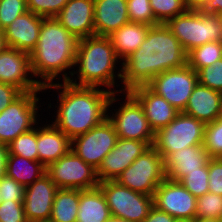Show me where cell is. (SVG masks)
I'll return each instance as SVG.
<instances>
[{"mask_svg": "<svg viewBox=\"0 0 222 222\" xmlns=\"http://www.w3.org/2000/svg\"><path fill=\"white\" fill-rule=\"evenodd\" d=\"M197 84V72L186 64L184 67L158 74L147 86L178 111L183 112Z\"/></svg>", "mask_w": 222, "mask_h": 222, "instance_id": "12", "label": "cell"}, {"mask_svg": "<svg viewBox=\"0 0 222 222\" xmlns=\"http://www.w3.org/2000/svg\"><path fill=\"white\" fill-rule=\"evenodd\" d=\"M43 91L22 92L12 103L0 112V142L9 144L19 135L33 129L40 121L37 115ZM38 120V121H37Z\"/></svg>", "mask_w": 222, "mask_h": 222, "instance_id": "7", "label": "cell"}, {"mask_svg": "<svg viewBox=\"0 0 222 222\" xmlns=\"http://www.w3.org/2000/svg\"><path fill=\"white\" fill-rule=\"evenodd\" d=\"M118 139L115 127L106 118L103 122L71 140V150L85 163L98 170L104 157L112 151Z\"/></svg>", "mask_w": 222, "mask_h": 222, "instance_id": "13", "label": "cell"}, {"mask_svg": "<svg viewBox=\"0 0 222 222\" xmlns=\"http://www.w3.org/2000/svg\"><path fill=\"white\" fill-rule=\"evenodd\" d=\"M8 154L20 155L32 161H39L37 151V125L19 135L7 145Z\"/></svg>", "mask_w": 222, "mask_h": 222, "instance_id": "30", "label": "cell"}, {"mask_svg": "<svg viewBox=\"0 0 222 222\" xmlns=\"http://www.w3.org/2000/svg\"><path fill=\"white\" fill-rule=\"evenodd\" d=\"M153 199L158 210L168 213L175 219L196 218L197 198L180 182L165 178L156 188Z\"/></svg>", "mask_w": 222, "mask_h": 222, "instance_id": "15", "label": "cell"}, {"mask_svg": "<svg viewBox=\"0 0 222 222\" xmlns=\"http://www.w3.org/2000/svg\"><path fill=\"white\" fill-rule=\"evenodd\" d=\"M150 27V25L129 22L108 36L120 61L140 47Z\"/></svg>", "mask_w": 222, "mask_h": 222, "instance_id": "25", "label": "cell"}, {"mask_svg": "<svg viewBox=\"0 0 222 222\" xmlns=\"http://www.w3.org/2000/svg\"><path fill=\"white\" fill-rule=\"evenodd\" d=\"M77 42L55 17H43L38 42L29 54L32 74L42 87L59 78L68 81L74 69ZM68 69L72 71L66 72Z\"/></svg>", "mask_w": 222, "mask_h": 222, "instance_id": "3", "label": "cell"}, {"mask_svg": "<svg viewBox=\"0 0 222 222\" xmlns=\"http://www.w3.org/2000/svg\"><path fill=\"white\" fill-rule=\"evenodd\" d=\"M46 174L59 189L89 190L98 187L97 170L72 150L46 167Z\"/></svg>", "mask_w": 222, "mask_h": 222, "instance_id": "11", "label": "cell"}, {"mask_svg": "<svg viewBox=\"0 0 222 222\" xmlns=\"http://www.w3.org/2000/svg\"><path fill=\"white\" fill-rule=\"evenodd\" d=\"M7 156V144L0 142V179L5 176Z\"/></svg>", "mask_w": 222, "mask_h": 222, "instance_id": "45", "label": "cell"}, {"mask_svg": "<svg viewBox=\"0 0 222 222\" xmlns=\"http://www.w3.org/2000/svg\"><path fill=\"white\" fill-rule=\"evenodd\" d=\"M200 10L206 14L220 15L222 13V0H207Z\"/></svg>", "mask_w": 222, "mask_h": 222, "instance_id": "44", "label": "cell"}, {"mask_svg": "<svg viewBox=\"0 0 222 222\" xmlns=\"http://www.w3.org/2000/svg\"><path fill=\"white\" fill-rule=\"evenodd\" d=\"M34 222H51L50 220L34 221Z\"/></svg>", "mask_w": 222, "mask_h": 222, "instance_id": "51", "label": "cell"}, {"mask_svg": "<svg viewBox=\"0 0 222 222\" xmlns=\"http://www.w3.org/2000/svg\"><path fill=\"white\" fill-rule=\"evenodd\" d=\"M106 222H129V221L111 216Z\"/></svg>", "mask_w": 222, "mask_h": 222, "instance_id": "49", "label": "cell"}, {"mask_svg": "<svg viewBox=\"0 0 222 222\" xmlns=\"http://www.w3.org/2000/svg\"><path fill=\"white\" fill-rule=\"evenodd\" d=\"M175 218L166 212L158 210L155 206L142 222H175Z\"/></svg>", "mask_w": 222, "mask_h": 222, "instance_id": "43", "label": "cell"}, {"mask_svg": "<svg viewBox=\"0 0 222 222\" xmlns=\"http://www.w3.org/2000/svg\"><path fill=\"white\" fill-rule=\"evenodd\" d=\"M129 22L127 0H94L95 36L108 37Z\"/></svg>", "mask_w": 222, "mask_h": 222, "instance_id": "22", "label": "cell"}, {"mask_svg": "<svg viewBox=\"0 0 222 222\" xmlns=\"http://www.w3.org/2000/svg\"><path fill=\"white\" fill-rule=\"evenodd\" d=\"M69 0H26L28 11L44 18L56 17Z\"/></svg>", "mask_w": 222, "mask_h": 222, "instance_id": "38", "label": "cell"}, {"mask_svg": "<svg viewBox=\"0 0 222 222\" xmlns=\"http://www.w3.org/2000/svg\"><path fill=\"white\" fill-rule=\"evenodd\" d=\"M71 150V139L52 122L37 124V151L39 162L45 167L57 161Z\"/></svg>", "mask_w": 222, "mask_h": 222, "instance_id": "23", "label": "cell"}, {"mask_svg": "<svg viewBox=\"0 0 222 222\" xmlns=\"http://www.w3.org/2000/svg\"><path fill=\"white\" fill-rule=\"evenodd\" d=\"M195 222H221V220L212 218H195Z\"/></svg>", "mask_w": 222, "mask_h": 222, "instance_id": "48", "label": "cell"}, {"mask_svg": "<svg viewBox=\"0 0 222 222\" xmlns=\"http://www.w3.org/2000/svg\"><path fill=\"white\" fill-rule=\"evenodd\" d=\"M57 82L44 86L43 90L59 91L57 106H54L57 113L53 115L56 118L52 123L71 140L108 117V104L113 92L100 87L75 86L67 81Z\"/></svg>", "mask_w": 222, "mask_h": 222, "instance_id": "2", "label": "cell"}, {"mask_svg": "<svg viewBox=\"0 0 222 222\" xmlns=\"http://www.w3.org/2000/svg\"><path fill=\"white\" fill-rule=\"evenodd\" d=\"M128 92L142 106L149 125L155 133L168 125L180 113L147 85L134 87Z\"/></svg>", "mask_w": 222, "mask_h": 222, "instance_id": "19", "label": "cell"}, {"mask_svg": "<svg viewBox=\"0 0 222 222\" xmlns=\"http://www.w3.org/2000/svg\"><path fill=\"white\" fill-rule=\"evenodd\" d=\"M221 104L222 93L198 83L183 113L207 124L221 117Z\"/></svg>", "mask_w": 222, "mask_h": 222, "instance_id": "24", "label": "cell"}, {"mask_svg": "<svg viewBox=\"0 0 222 222\" xmlns=\"http://www.w3.org/2000/svg\"><path fill=\"white\" fill-rule=\"evenodd\" d=\"M102 190L111 215L129 222H142L154 207L153 196L139 193L117 181H102Z\"/></svg>", "mask_w": 222, "mask_h": 222, "instance_id": "10", "label": "cell"}, {"mask_svg": "<svg viewBox=\"0 0 222 222\" xmlns=\"http://www.w3.org/2000/svg\"><path fill=\"white\" fill-rule=\"evenodd\" d=\"M27 11L26 0H0V28L4 31L17 17Z\"/></svg>", "mask_w": 222, "mask_h": 222, "instance_id": "36", "label": "cell"}, {"mask_svg": "<svg viewBox=\"0 0 222 222\" xmlns=\"http://www.w3.org/2000/svg\"><path fill=\"white\" fill-rule=\"evenodd\" d=\"M184 2L189 9L200 10L207 0H184Z\"/></svg>", "mask_w": 222, "mask_h": 222, "instance_id": "46", "label": "cell"}, {"mask_svg": "<svg viewBox=\"0 0 222 222\" xmlns=\"http://www.w3.org/2000/svg\"><path fill=\"white\" fill-rule=\"evenodd\" d=\"M150 146L146 142L118 138L115 147L108 153L97 170V178L102 181H116Z\"/></svg>", "mask_w": 222, "mask_h": 222, "instance_id": "16", "label": "cell"}, {"mask_svg": "<svg viewBox=\"0 0 222 222\" xmlns=\"http://www.w3.org/2000/svg\"><path fill=\"white\" fill-rule=\"evenodd\" d=\"M155 19L165 24L169 19L186 13L189 8L184 0H149Z\"/></svg>", "mask_w": 222, "mask_h": 222, "instance_id": "31", "label": "cell"}, {"mask_svg": "<svg viewBox=\"0 0 222 222\" xmlns=\"http://www.w3.org/2000/svg\"><path fill=\"white\" fill-rule=\"evenodd\" d=\"M222 58V42H209L187 53V64L196 72Z\"/></svg>", "mask_w": 222, "mask_h": 222, "instance_id": "29", "label": "cell"}, {"mask_svg": "<svg viewBox=\"0 0 222 222\" xmlns=\"http://www.w3.org/2000/svg\"><path fill=\"white\" fill-rule=\"evenodd\" d=\"M46 174V167L39 161H32L20 155L8 154L5 175L27 187Z\"/></svg>", "mask_w": 222, "mask_h": 222, "instance_id": "27", "label": "cell"}, {"mask_svg": "<svg viewBox=\"0 0 222 222\" xmlns=\"http://www.w3.org/2000/svg\"><path fill=\"white\" fill-rule=\"evenodd\" d=\"M210 159L203 145H195L170 153L164 159L166 179L179 182L188 172L200 171Z\"/></svg>", "mask_w": 222, "mask_h": 222, "instance_id": "21", "label": "cell"}, {"mask_svg": "<svg viewBox=\"0 0 222 222\" xmlns=\"http://www.w3.org/2000/svg\"><path fill=\"white\" fill-rule=\"evenodd\" d=\"M209 192L222 196V158L208 160Z\"/></svg>", "mask_w": 222, "mask_h": 222, "instance_id": "41", "label": "cell"}, {"mask_svg": "<svg viewBox=\"0 0 222 222\" xmlns=\"http://www.w3.org/2000/svg\"><path fill=\"white\" fill-rule=\"evenodd\" d=\"M205 123L180 112L168 125L155 133L153 147L165 159L170 153L203 145Z\"/></svg>", "mask_w": 222, "mask_h": 222, "instance_id": "8", "label": "cell"}, {"mask_svg": "<svg viewBox=\"0 0 222 222\" xmlns=\"http://www.w3.org/2000/svg\"><path fill=\"white\" fill-rule=\"evenodd\" d=\"M198 83L222 93V58L197 71Z\"/></svg>", "mask_w": 222, "mask_h": 222, "instance_id": "37", "label": "cell"}, {"mask_svg": "<svg viewBox=\"0 0 222 222\" xmlns=\"http://www.w3.org/2000/svg\"><path fill=\"white\" fill-rule=\"evenodd\" d=\"M21 93L15 86L0 82V112L8 107Z\"/></svg>", "mask_w": 222, "mask_h": 222, "instance_id": "42", "label": "cell"}, {"mask_svg": "<svg viewBox=\"0 0 222 222\" xmlns=\"http://www.w3.org/2000/svg\"><path fill=\"white\" fill-rule=\"evenodd\" d=\"M119 60L109 37L94 35L78 39L74 62L77 68L67 82L75 86L105 87L110 92L121 93L120 89L114 90L115 86H120L117 82L122 76V64H117L121 63ZM116 65H120L119 69Z\"/></svg>", "mask_w": 222, "mask_h": 222, "instance_id": "4", "label": "cell"}, {"mask_svg": "<svg viewBox=\"0 0 222 222\" xmlns=\"http://www.w3.org/2000/svg\"><path fill=\"white\" fill-rule=\"evenodd\" d=\"M121 93L147 85L167 70L184 67L187 53L163 23L151 26L140 47L122 61Z\"/></svg>", "mask_w": 222, "mask_h": 222, "instance_id": "1", "label": "cell"}, {"mask_svg": "<svg viewBox=\"0 0 222 222\" xmlns=\"http://www.w3.org/2000/svg\"><path fill=\"white\" fill-rule=\"evenodd\" d=\"M0 82L21 92L44 91L32 74L29 53L9 47L0 51Z\"/></svg>", "mask_w": 222, "mask_h": 222, "instance_id": "14", "label": "cell"}, {"mask_svg": "<svg viewBox=\"0 0 222 222\" xmlns=\"http://www.w3.org/2000/svg\"><path fill=\"white\" fill-rule=\"evenodd\" d=\"M58 189L47 174L26 187L23 209L28 222L50 219Z\"/></svg>", "mask_w": 222, "mask_h": 222, "instance_id": "17", "label": "cell"}, {"mask_svg": "<svg viewBox=\"0 0 222 222\" xmlns=\"http://www.w3.org/2000/svg\"><path fill=\"white\" fill-rule=\"evenodd\" d=\"M26 187L6 175L0 179V195L2 201L23 202Z\"/></svg>", "mask_w": 222, "mask_h": 222, "instance_id": "39", "label": "cell"}, {"mask_svg": "<svg viewBox=\"0 0 222 222\" xmlns=\"http://www.w3.org/2000/svg\"><path fill=\"white\" fill-rule=\"evenodd\" d=\"M0 222H28L23 209V202L1 201Z\"/></svg>", "mask_w": 222, "mask_h": 222, "instance_id": "40", "label": "cell"}, {"mask_svg": "<svg viewBox=\"0 0 222 222\" xmlns=\"http://www.w3.org/2000/svg\"><path fill=\"white\" fill-rule=\"evenodd\" d=\"M5 47L4 31L0 28V51H2Z\"/></svg>", "mask_w": 222, "mask_h": 222, "instance_id": "47", "label": "cell"}, {"mask_svg": "<svg viewBox=\"0 0 222 222\" xmlns=\"http://www.w3.org/2000/svg\"><path fill=\"white\" fill-rule=\"evenodd\" d=\"M111 212L105 196L99 187L79 189V207L76 222H106Z\"/></svg>", "mask_w": 222, "mask_h": 222, "instance_id": "26", "label": "cell"}, {"mask_svg": "<svg viewBox=\"0 0 222 222\" xmlns=\"http://www.w3.org/2000/svg\"><path fill=\"white\" fill-rule=\"evenodd\" d=\"M218 16H219V19H220V21L222 23V13L220 15H218Z\"/></svg>", "mask_w": 222, "mask_h": 222, "instance_id": "52", "label": "cell"}, {"mask_svg": "<svg viewBox=\"0 0 222 222\" xmlns=\"http://www.w3.org/2000/svg\"><path fill=\"white\" fill-rule=\"evenodd\" d=\"M78 207L79 189H58L49 220L51 222H76Z\"/></svg>", "mask_w": 222, "mask_h": 222, "instance_id": "28", "label": "cell"}, {"mask_svg": "<svg viewBox=\"0 0 222 222\" xmlns=\"http://www.w3.org/2000/svg\"><path fill=\"white\" fill-rule=\"evenodd\" d=\"M118 94H124L122 96L125 97L123 98L125 102L119 101L118 109L117 107L113 109L115 106L112 107V105L120 100ZM111 107L114 112L110 110ZM107 118L114 125L118 138L142 141L153 146L155 132L150 127L142 106L128 91L112 94L108 104Z\"/></svg>", "mask_w": 222, "mask_h": 222, "instance_id": "6", "label": "cell"}, {"mask_svg": "<svg viewBox=\"0 0 222 222\" xmlns=\"http://www.w3.org/2000/svg\"><path fill=\"white\" fill-rule=\"evenodd\" d=\"M175 222H195V218H191V219H176Z\"/></svg>", "mask_w": 222, "mask_h": 222, "instance_id": "50", "label": "cell"}, {"mask_svg": "<svg viewBox=\"0 0 222 222\" xmlns=\"http://www.w3.org/2000/svg\"><path fill=\"white\" fill-rule=\"evenodd\" d=\"M129 21L154 26L160 24L154 17L149 0H127Z\"/></svg>", "mask_w": 222, "mask_h": 222, "instance_id": "35", "label": "cell"}, {"mask_svg": "<svg viewBox=\"0 0 222 222\" xmlns=\"http://www.w3.org/2000/svg\"><path fill=\"white\" fill-rule=\"evenodd\" d=\"M165 178L164 159L153 146H150L116 181L133 191L153 196Z\"/></svg>", "mask_w": 222, "mask_h": 222, "instance_id": "9", "label": "cell"}, {"mask_svg": "<svg viewBox=\"0 0 222 222\" xmlns=\"http://www.w3.org/2000/svg\"><path fill=\"white\" fill-rule=\"evenodd\" d=\"M55 18L77 39L95 35L94 0H69Z\"/></svg>", "mask_w": 222, "mask_h": 222, "instance_id": "18", "label": "cell"}, {"mask_svg": "<svg viewBox=\"0 0 222 222\" xmlns=\"http://www.w3.org/2000/svg\"><path fill=\"white\" fill-rule=\"evenodd\" d=\"M194 197L199 198L209 192L208 163L200 171L188 172L179 181Z\"/></svg>", "mask_w": 222, "mask_h": 222, "instance_id": "33", "label": "cell"}, {"mask_svg": "<svg viewBox=\"0 0 222 222\" xmlns=\"http://www.w3.org/2000/svg\"><path fill=\"white\" fill-rule=\"evenodd\" d=\"M222 217V196L208 192L197 198L196 218H212L220 220Z\"/></svg>", "mask_w": 222, "mask_h": 222, "instance_id": "34", "label": "cell"}, {"mask_svg": "<svg viewBox=\"0 0 222 222\" xmlns=\"http://www.w3.org/2000/svg\"><path fill=\"white\" fill-rule=\"evenodd\" d=\"M203 146L210 158H222V116L205 125Z\"/></svg>", "mask_w": 222, "mask_h": 222, "instance_id": "32", "label": "cell"}, {"mask_svg": "<svg viewBox=\"0 0 222 222\" xmlns=\"http://www.w3.org/2000/svg\"><path fill=\"white\" fill-rule=\"evenodd\" d=\"M43 17L27 11L17 17L5 30L6 47L31 53L38 42Z\"/></svg>", "mask_w": 222, "mask_h": 222, "instance_id": "20", "label": "cell"}, {"mask_svg": "<svg viewBox=\"0 0 222 222\" xmlns=\"http://www.w3.org/2000/svg\"><path fill=\"white\" fill-rule=\"evenodd\" d=\"M165 25L186 53L205 43L222 42V23L216 14L189 9L186 13L169 19Z\"/></svg>", "mask_w": 222, "mask_h": 222, "instance_id": "5", "label": "cell"}]
</instances>
